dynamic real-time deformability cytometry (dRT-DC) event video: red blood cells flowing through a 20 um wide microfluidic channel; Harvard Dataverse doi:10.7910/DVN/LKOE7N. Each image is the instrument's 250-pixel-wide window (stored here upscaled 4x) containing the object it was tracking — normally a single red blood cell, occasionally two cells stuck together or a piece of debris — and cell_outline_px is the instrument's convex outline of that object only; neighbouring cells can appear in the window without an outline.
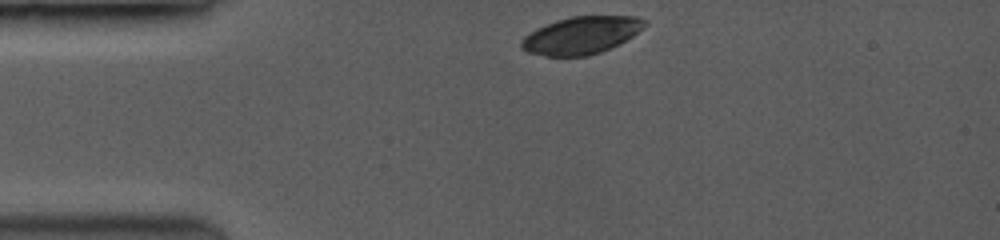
{"species": "common noctule bat (a hibernating species)", "species_latin": "Nyctalus noctula", "temperature_condition": "room temperature", "stored_images_in_passage": 11, "camera_frame_rate_fps": 3500, "um_per_image_px": 0.085, "animal": {"sex": "female", "body_mass_g": 19.0, "forearm_length_mm": 53.3}, "frame": {"image": 1, "passage_image": 1, "time_ms": 0.0, "image_size_px": [1000, 240], "cell_outline_px": [[648, 24], [632, 36], [600, 52], [584, 56], [548, 56], [528, 52], [520, 48], [520, 40], [524, 36], [536, 28], [556, 20], [572, 16], [636, 16], [648, 20]], "centroid_in_image_um": [49.38, 2.98], "position_along_channel_um": 35.6, "area_um2": 26.76}}
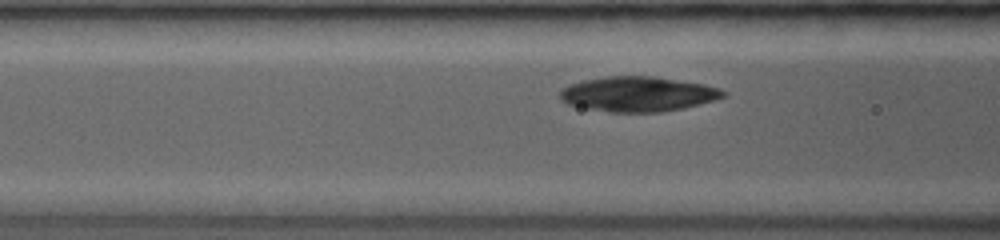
{"frame": {"image": 2, "passage_image": 7, "time_ms": 2.857, "image_size_px": [1000, 240], "cell_outline_px": [[724, 96], [712, 100], [680, 108], [656, 112], [612, 112], [588, 108], [568, 104], [560, 96], [560, 92], [564, 88], [572, 84], [584, 80], [604, 76], [652, 76], [704, 84], [720, 88], [724, 92]], "centroid_in_image_um": [54.21, 7.98], "position_along_channel_um": 112.4, "area_um2": 32.48}}
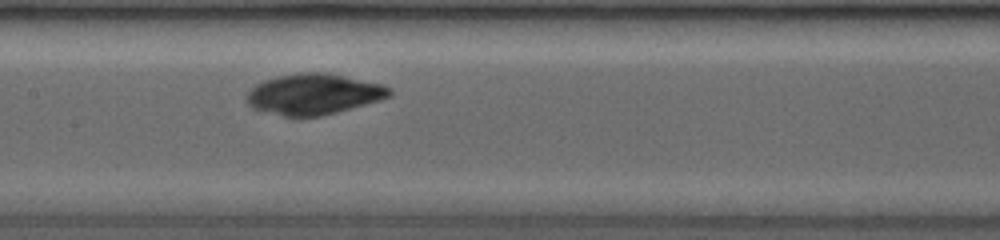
{"frame": {"image": 3, "passage_image": 11, "time_ms": 4.571, "image_size_px": [1000, 240], "cell_outline_px": [[392, 92], [388, 96], [376, 100], [336, 112], [320, 116], [284, 116], [256, 108], [248, 104], [248, 92], [256, 84], [264, 80], [276, 76], [300, 72], [328, 72], [380, 84], [392, 88]], "centroid_in_image_um": [26.65, 7.97], "position_along_channel_um": 180.8, "area_um2": 33.23}}